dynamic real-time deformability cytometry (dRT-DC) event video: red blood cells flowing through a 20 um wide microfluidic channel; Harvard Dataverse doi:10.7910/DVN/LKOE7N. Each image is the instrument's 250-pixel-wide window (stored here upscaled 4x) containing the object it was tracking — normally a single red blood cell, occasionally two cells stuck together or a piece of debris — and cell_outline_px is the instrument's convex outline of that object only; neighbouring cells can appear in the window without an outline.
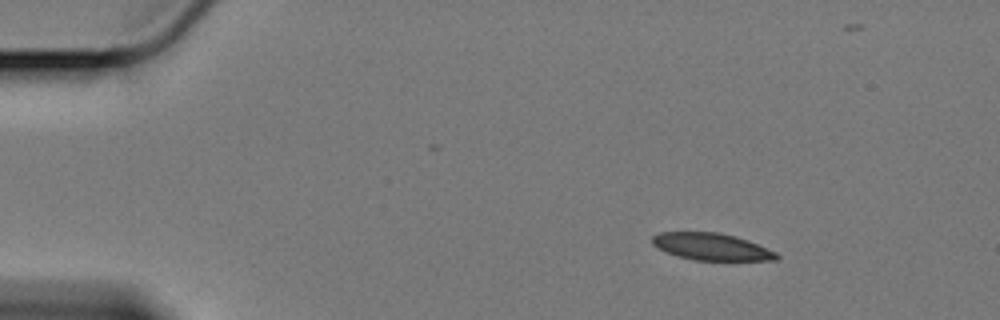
{"species": "Egyptian fruit bat (a non-hibernating species)", "species_latin": "Rousettus aegyptiacus", "temperature_condition": "cold", "stored_images_in_passage": 31, "camera_frame_rate_fps": 3000, "um_per_image_px": 0.085, "animal": {"sex": "female"}, "frame": {"image": 1, "passage_image": 1, "time_ms": 0.0, "image_size_px": [1000, 320], "cell_outline_px": [[780, 256], [776, 260], [692, 260], [668, 252], [652, 244], [652, 236], [660, 232], [720, 232], [736, 236], [748, 240], [776, 252]], "centroid_in_image_um": [60.5, 20.96], "position_along_channel_um": 24.5, "area_um2": 19.42}}
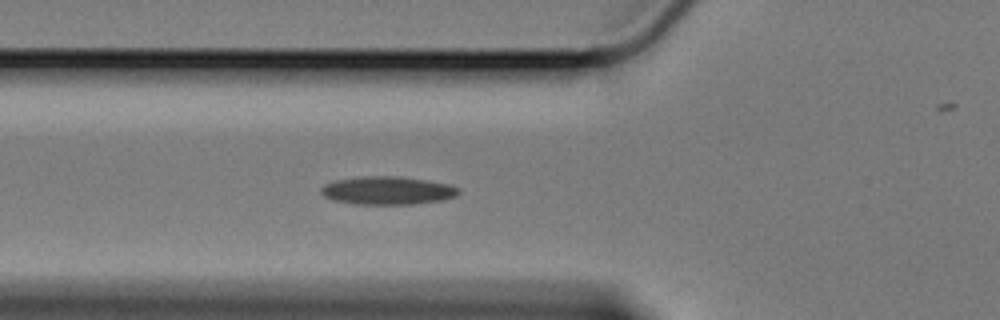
{"frame": {"image": 2, "passage_image": 14, "time_ms": 4.333, "image_size_px": [1000, 320], "cell_outline_px": [[460, 192], [456, 196], [444, 200], [412, 204], [356, 204], [332, 200], [324, 196], [320, 192], [320, 188], [324, 184], [336, 180], [364, 176], [396, 176], [424, 180], [448, 184], [460, 188]], "centroid_in_image_um": [32.93, 16.2], "position_along_channel_um": 92.9, "area_um2": 22.54}}
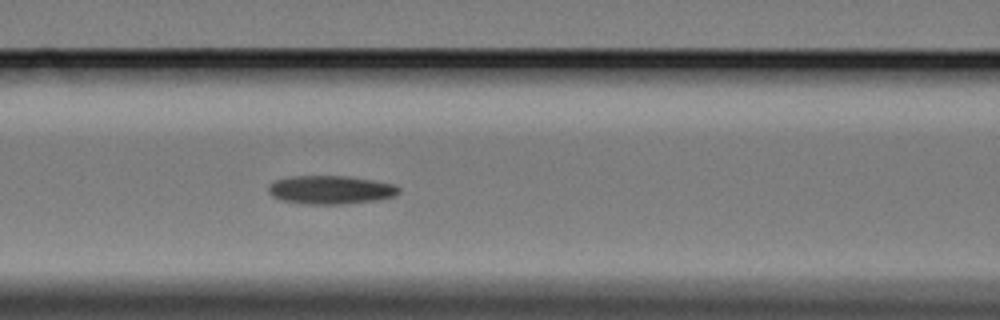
{"frame": {"image": 3, "passage_image": 18, "time_ms": 5.667, "image_size_px": [1000, 320], "cell_outline_px": [[400, 192], [396, 196], [380, 200], [344, 204], [300, 204], [280, 200], [272, 196], [268, 192], [268, 188], [276, 180], [292, 176], [348, 176], [372, 180], [392, 184], [400, 188]], "centroid_in_image_um": [28.12, 16.15], "position_along_channel_um": 138.5, "area_um2": 21.79}}